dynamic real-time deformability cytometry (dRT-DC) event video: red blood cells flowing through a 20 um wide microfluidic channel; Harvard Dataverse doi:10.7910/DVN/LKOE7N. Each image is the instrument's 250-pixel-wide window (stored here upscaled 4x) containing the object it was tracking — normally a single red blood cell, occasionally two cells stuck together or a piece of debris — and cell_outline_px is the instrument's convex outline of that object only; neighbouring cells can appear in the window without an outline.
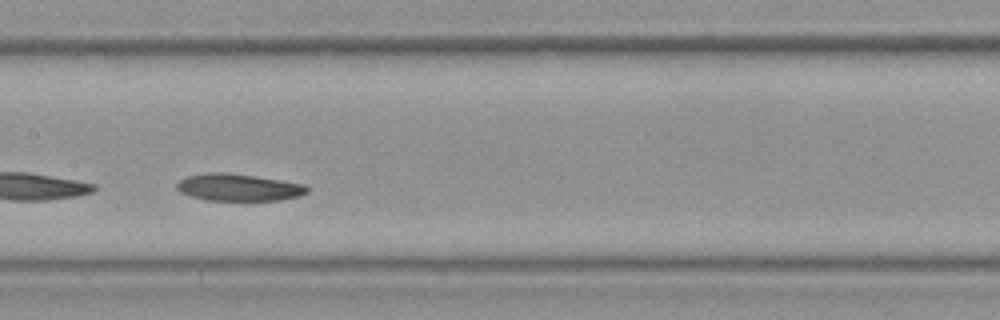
{"species": "Egyptian fruit bat (a non-hibernating species)", "species_latin": "Rousettus aegyptiacus", "temperature_condition": "room temperature", "stored_images_in_passage": 21, "camera_frame_rate_fps": 3000, "um_per_image_px": 0.085, "frame": {"image": 1, "passage_image": 10, "time_ms": 3.0, "image_size_px": [1000, 320], "cell_outline_px": [[308, 192], [300, 196], [280, 200], [204, 200], [180, 192], [176, 188], [176, 184], [184, 176], [208, 172], [224, 172], [280, 180], [304, 184], [308, 188]], "centroid_in_image_um": [20.24, 15.92], "position_along_channel_um": 187.2, "area_um2": 20.52}}
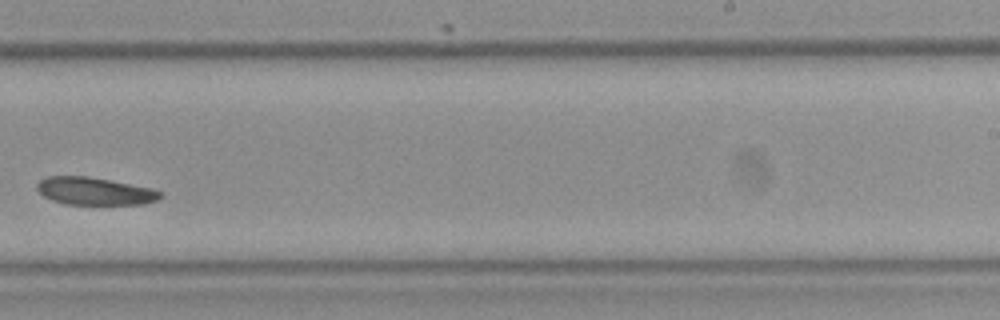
{"frame": {"image": 2, "passage_image": 15, "time_ms": 4.667, "image_size_px": [1000, 320], "cell_outline_px": [[164, 196], [156, 200], [144, 204], [64, 204], [52, 200], [44, 196], [36, 188], [36, 184], [40, 180], [48, 176], [88, 176], [152, 188], [160, 192]], "centroid_in_image_um": [8.04, 16.24], "position_along_channel_um": 281.0, "area_um2": 19.77}}